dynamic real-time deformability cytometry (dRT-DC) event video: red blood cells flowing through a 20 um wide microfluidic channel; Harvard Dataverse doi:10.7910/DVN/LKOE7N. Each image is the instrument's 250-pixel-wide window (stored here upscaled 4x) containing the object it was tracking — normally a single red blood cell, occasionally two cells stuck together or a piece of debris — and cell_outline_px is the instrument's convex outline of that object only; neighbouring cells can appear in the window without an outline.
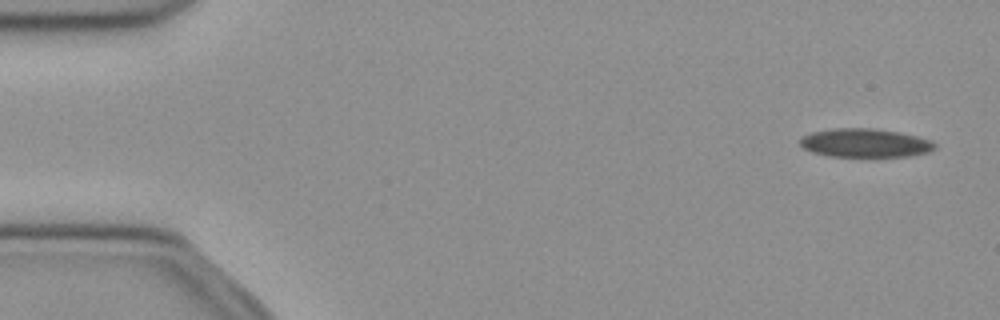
{"species": "common noctule bat (a hibernating species)", "species_latin": "Nyctalus noctula", "temperature_condition": "cold", "stored_images_in_passage": 52, "camera_frame_rate_fps": 3000, "um_per_image_px": 0.085, "animal": {"sex": "female", "body_mass_g": 21.9}, "frame": {"image": 1, "passage_image": 2, "time_ms": 0.333, "image_size_px": [1000, 320], "cell_outline_px": [[936, 148], [928, 152], [908, 156], [828, 156], [812, 152], [804, 148], [800, 144], [800, 140], [804, 136], [812, 132], [832, 128], [872, 128], [900, 132], [920, 136], [932, 140], [936, 144]], "centroid_in_image_um": [73.57, 12.14], "position_along_channel_um": 11.4, "area_um2": 22.54}}
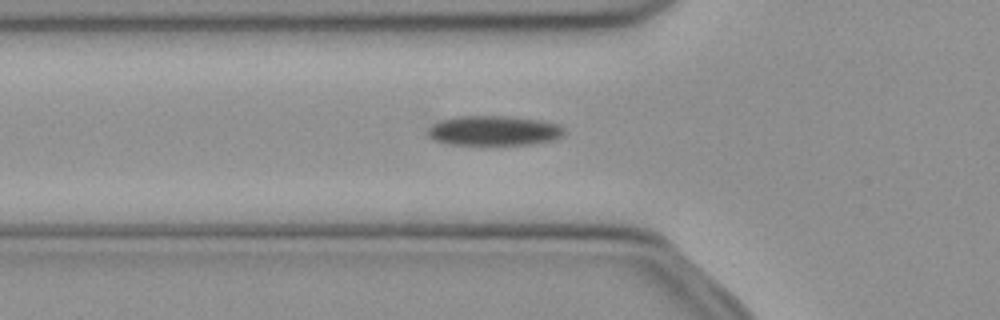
{"frame": {"image": 2, "passage_image": 17, "time_ms": 5.333, "image_size_px": [1000, 320], "cell_outline_px": [[564, 136], [552, 140], [532, 144], [480, 148], [448, 144], [432, 140], [428, 136], [428, 128], [432, 124], [440, 120], [456, 116], [508, 116], [540, 120], [560, 124], [564, 128]], "centroid_in_image_um": [41.94, 11.16], "position_along_channel_um": 83.9, "area_um2": 25.03}}
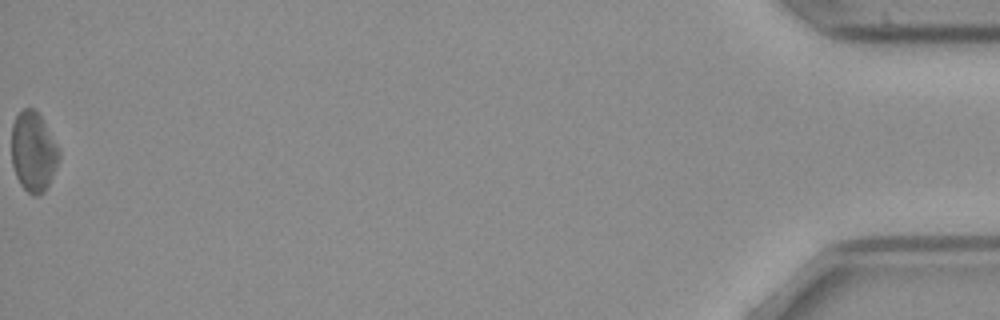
{"frame": {"image": 3, "passage_image": 52, "time_ms": 17.0, "image_size_px": [1000, 320], "cell_outline_px": [[60, 156], [48, 184], [44, 192], [36, 196], [32, 196], [20, 184], [16, 176], [12, 164], [12, 124], [16, 116], [24, 108], [36, 108], [60, 148]], "centroid_in_image_um": [2.84, 12.87], "position_along_channel_um": 432.4, "area_um2": 22.14}, "authors_computed_cell_mechanics": {"area_um2": 23.3223, "velocity_mm_per_s": 3.8896, "shape_relaxation_time_tau1_ms": 6.9002, "shape_relaxation_time_tau2_ms": null, "deformation_change_tau1": 0.0934, "deformation_change_tau2": null}}